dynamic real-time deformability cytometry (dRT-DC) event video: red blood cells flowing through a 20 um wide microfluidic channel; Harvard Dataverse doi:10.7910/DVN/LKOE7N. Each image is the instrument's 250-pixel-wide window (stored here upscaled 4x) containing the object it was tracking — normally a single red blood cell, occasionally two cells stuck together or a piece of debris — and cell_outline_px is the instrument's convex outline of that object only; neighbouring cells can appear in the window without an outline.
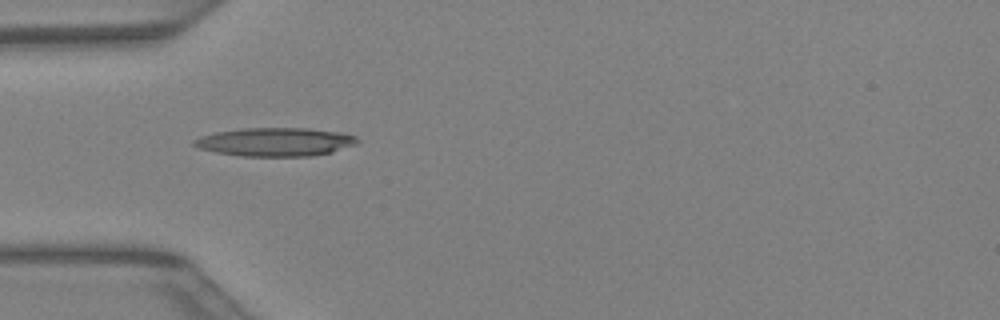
{"species": "Egyptian fruit bat (a non-hibernating species)", "species_latin": "Rousettus aegyptiacus", "temperature_condition": "warm", "stored_images_in_passage": 25, "camera_frame_rate_fps": 3000, "um_per_image_px": 0.085, "animal": {"sex": "female"}, "frame": {"image": 1, "passage_image": 1, "time_ms": 0.0, "image_size_px": [1000, 320], "cell_outline_px": [[360, 140], [356, 144], [332, 152], [312, 156], [240, 156], [216, 152], [200, 148], [192, 144], [192, 140], [200, 136], [216, 132], [240, 128], [308, 128], [340, 132], [356, 136]], "centroid_in_image_um": [23.4, 12.06], "position_along_channel_um": 61.6, "area_um2": 27.22}}
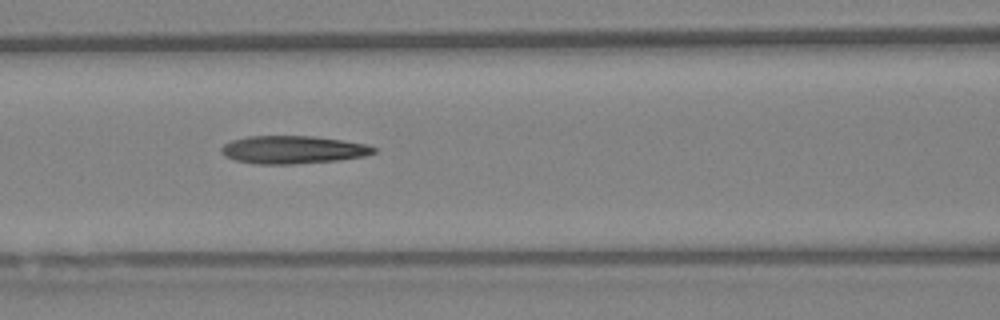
{"frame": {"image": 2, "passage_image": 6, "time_ms": 1.667, "image_size_px": [1000, 320], "cell_outline_px": [[376, 152], [364, 156], [340, 160], [296, 164], [256, 164], [236, 160], [224, 156], [220, 152], [220, 148], [224, 144], [232, 140], [248, 136], [312, 136], [344, 140], [368, 144], [376, 148]], "centroid_in_image_um": [24.91, 12.72], "position_along_channel_um": 141.7, "area_um2": 24.97}}
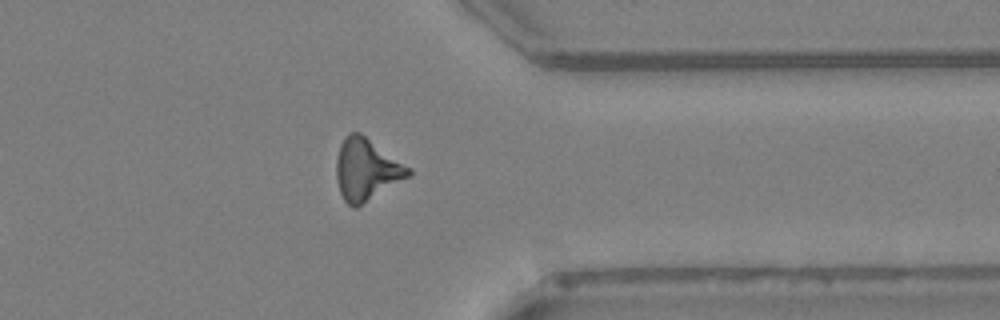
{"frame": {"image": 3, "passage_image": 21, "time_ms": 6.667, "image_size_px": [1000, 320], "cell_outline_px": [[412, 176], [356, 208], [352, 208], [344, 200], [340, 192], [336, 180], [336, 160], [340, 144], [344, 136], [348, 132], [360, 132], [412, 168]], "centroid_in_image_um": [31.16, 14.41], "position_along_channel_um": 380.2, "area_um2": 26.41}}